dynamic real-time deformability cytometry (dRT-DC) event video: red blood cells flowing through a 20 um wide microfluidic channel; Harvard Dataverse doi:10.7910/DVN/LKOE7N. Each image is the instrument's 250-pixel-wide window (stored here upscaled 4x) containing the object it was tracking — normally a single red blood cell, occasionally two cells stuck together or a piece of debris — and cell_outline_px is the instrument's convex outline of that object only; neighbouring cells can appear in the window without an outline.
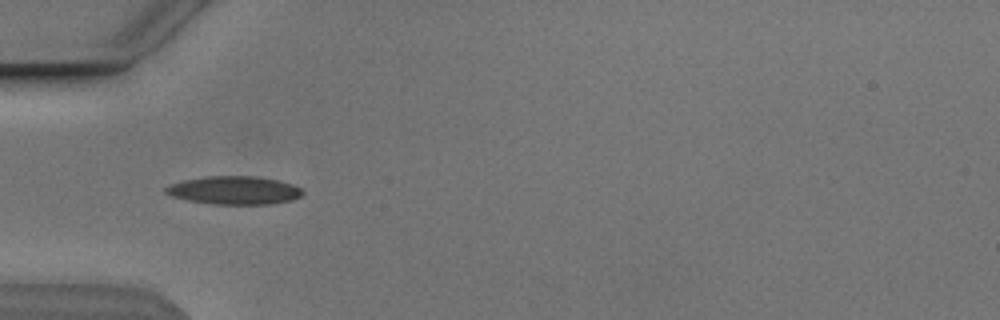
{"species": "Egyptian fruit bat (a non-hibernating species)", "species_latin": "Rousettus aegyptiacus", "temperature_condition": "cold", "stored_images_in_passage": 37, "camera_frame_rate_fps": 3000, "um_per_image_px": 0.085, "animal": {"sex": "male"}, "frame": {"image": 1, "passage_image": 1, "time_ms": 0.0, "image_size_px": [1000, 320], "cell_outline_px": [[304, 192], [300, 196], [292, 200], [272, 204], [212, 204], [188, 200], [172, 196], [164, 192], [164, 188], [168, 184], [184, 180], [208, 176], [256, 176], [276, 180], [292, 184], [300, 188]], "centroid_in_image_um": [19.89, 16.17], "position_along_channel_um": 65.1, "area_um2": 22.48}}
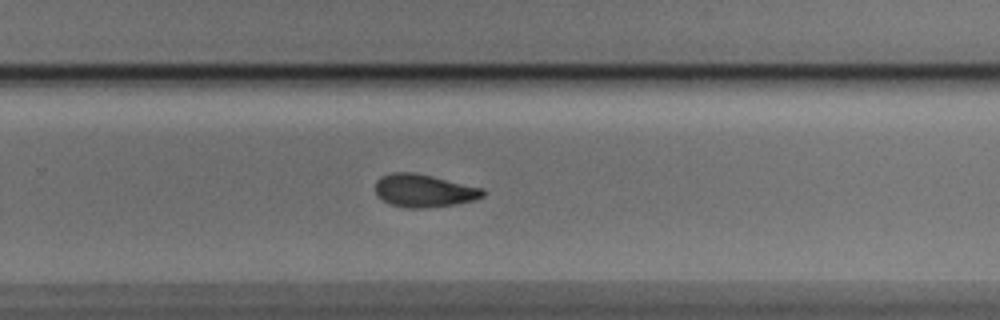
{"frame": {"image": 2, "passage_image": 19, "time_ms": 6.0, "image_size_px": [1000, 320], "cell_outline_px": [[484, 196], [476, 200], [456, 204], [428, 208], [404, 208], [388, 204], [376, 196], [376, 180], [380, 176], [392, 172], [416, 172], [484, 188]], "centroid_in_image_um": [36.02, 16.21], "position_along_channel_um": 293.8, "area_um2": 21.04}}
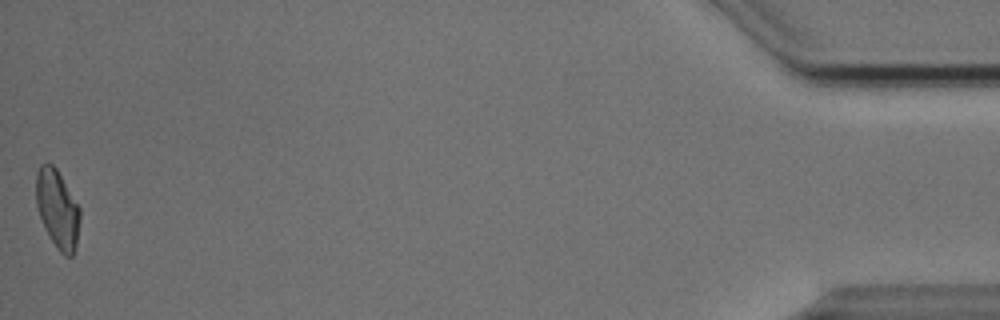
{"frame": {"image": 3, "passage_image": 37, "time_ms": 12.0, "image_size_px": [1000, 320], "cell_outline_px": [[80, 220], [76, 244], [72, 256], [64, 256], [56, 248], [48, 236], [40, 216], [36, 204], [36, 172], [40, 164], [52, 164], [56, 168], [80, 208]], "centroid_in_image_um": [4.87, 17.78], "position_along_channel_um": 430.3, "area_um2": 19.94}, "authors_computed_cell_mechanics": {"area_um2": 20.5768, "velocity_mm_per_s": 3.8484, "shape_relaxation_time_tau1_ms": 5.7458, "shape_relaxation_time_tau2_ms": 10.6742, "deformation_change_tau1": 0.1583, "deformation_change_tau2": 0.1823}}